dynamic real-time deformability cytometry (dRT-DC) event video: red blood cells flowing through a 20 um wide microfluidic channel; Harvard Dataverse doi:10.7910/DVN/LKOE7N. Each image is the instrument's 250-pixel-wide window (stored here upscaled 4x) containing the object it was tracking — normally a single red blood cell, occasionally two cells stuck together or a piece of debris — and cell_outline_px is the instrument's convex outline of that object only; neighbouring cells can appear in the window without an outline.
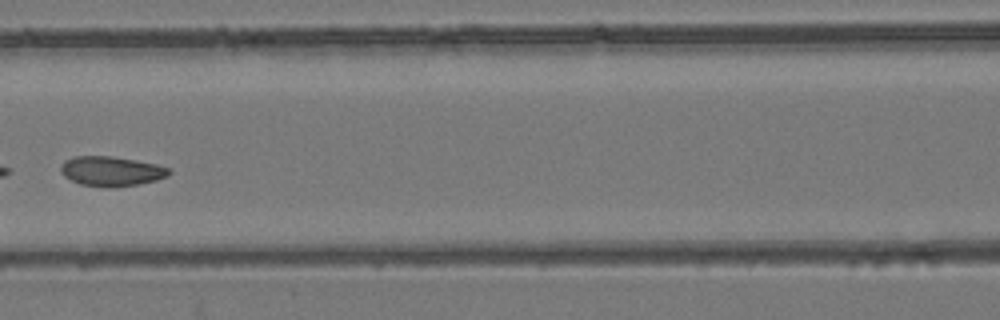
{"species": "common noctule bat (a hibernating species)", "species_latin": "Nyctalus noctula", "temperature_condition": "room temperature", "stored_images_in_passage": 5, "camera_frame_rate_fps": 3000, "um_per_image_px": 0.085, "animal": {"sex": "female", "body_mass_g": 24.6, "forearm_length_mm": 56.2}, "frame": {"image": 1, "passage_image": 5, "time_ms": 4.667, "image_size_px": [1000, 320], "cell_outline_px": [[172, 172], [168, 176], [156, 180], [136, 184], [80, 184], [64, 176], [60, 172], [60, 168], [64, 160], [72, 156], [112, 156], [136, 160], [156, 164], [168, 168]], "centroid_in_image_um": [9.45, 14.49], "position_along_channel_um": 157.2, "area_um2": 17.98}}